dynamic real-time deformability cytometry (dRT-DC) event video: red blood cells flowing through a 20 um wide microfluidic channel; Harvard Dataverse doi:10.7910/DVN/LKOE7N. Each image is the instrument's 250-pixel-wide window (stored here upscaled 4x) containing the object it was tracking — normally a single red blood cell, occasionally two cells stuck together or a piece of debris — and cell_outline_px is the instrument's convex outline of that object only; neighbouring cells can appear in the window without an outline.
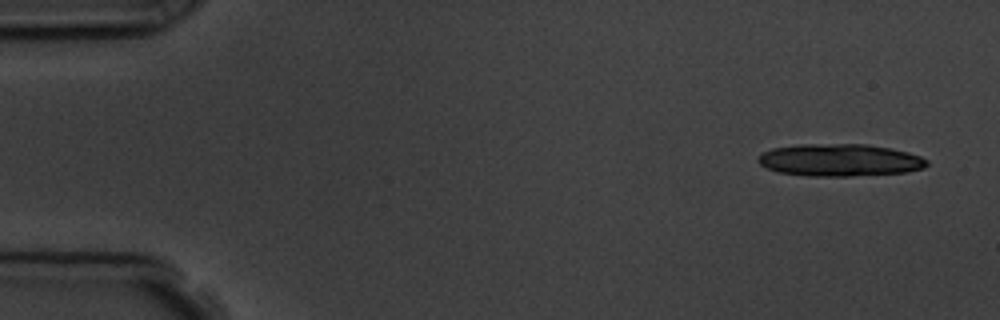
{"species": "common noctule bat (a hibernating species)", "species_latin": "Nyctalus noctula", "temperature_condition": "room temperature", "stored_images_in_passage": 4, "camera_frame_rate_fps": 3000, "um_per_image_px": 0.085, "animal": {"sex": "male", "body_mass_g": 19.5, "forearm_length_mm": 54.6}, "frame": {"image": 1, "passage_image": 1, "time_ms": 0.0, "image_size_px": [1000, 320], "cell_outline_px": [[928, 164], [924, 168], [908, 172], [848, 176], [808, 176], [780, 172], [768, 168], [760, 164], [756, 160], [764, 152], [772, 148], [800, 144], [868, 144], [908, 152], [920, 156], [928, 160]], "centroid_in_image_um": [71.4, 13.61], "position_along_channel_um": 13.6, "area_um2": 31.73}}